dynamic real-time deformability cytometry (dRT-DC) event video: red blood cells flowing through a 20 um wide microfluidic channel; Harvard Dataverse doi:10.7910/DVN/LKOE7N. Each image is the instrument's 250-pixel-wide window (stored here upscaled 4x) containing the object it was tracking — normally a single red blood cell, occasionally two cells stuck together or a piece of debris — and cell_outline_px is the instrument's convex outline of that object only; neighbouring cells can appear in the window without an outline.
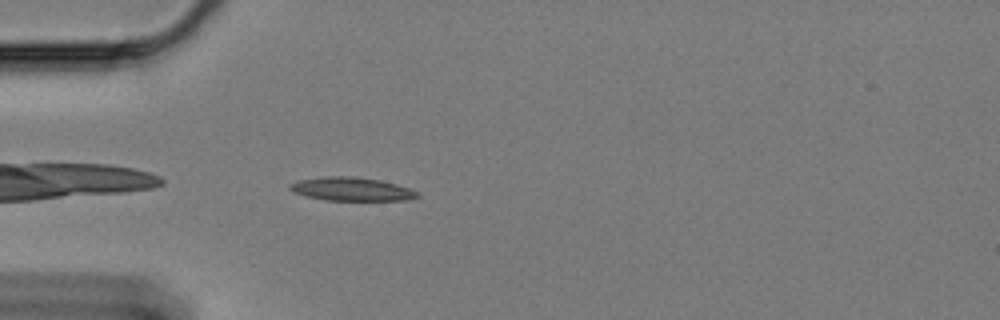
{"species": "Egyptian fruit bat (a non-hibernating species)", "species_latin": "Rousettus aegyptiacus", "temperature_condition": "cold", "stored_images_in_passage": 45, "camera_frame_rate_fps": 3000, "um_per_image_px": 0.085, "animal": {"sex": "female"}, "frame": {"image": 1, "passage_image": 2, "time_ms": 0.333, "image_size_px": [1000, 320], "cell_outline_px": [[420, 196], [408, 200], [324, 200], [292, 192], [288, 188], [288, 184], [300, 180], [324, 176], [352, 176], [380, 180], [396, 184], [420, 192]], "centroid_in_image_um": [29.88, 16.07], "position_along_channel_um": 55.1, "area_um2": 17.46}}
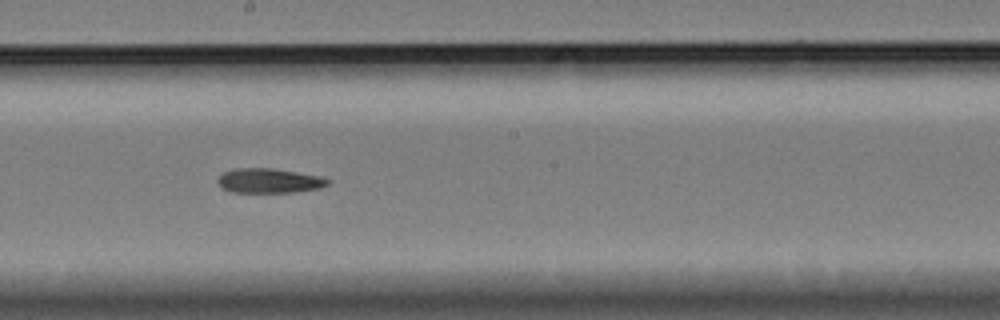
{"frame": {"image": 2, "passage_image": 18, "time_ms": 5.667, "image_size_px": [1000, 320], "cell_outline_px": [[328, 184], [320, 188], [296, 192], [232, 192], [224, 188], [216, 180], [224, 172], [236, 168], [272, 168], [320, 176], [328, 180]], "centroid_in_image_um": [22.87, 15.36], "position_along_channel_um": 225.3, "area_um2": 15.55}}
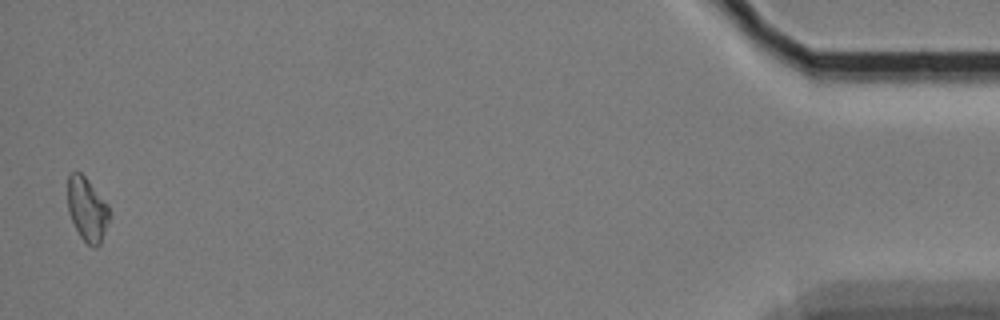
{"frame": {"image": 3, "passage_image": 44, "time_ms": 14.333, "image_size_px": [1000, 320], "cell_outline_px": [[108, 220], [100, 244], [96, 248], [92, 248], [80, 236], [68, 212], [68, 176], [72, 172], [80, 172], [88, 180], [108, 204]], "centroid_in_image_um": [7.39, 17.79], "position_along_channel_um": 427.8, "area_um2": 15.2}, "authors_computed_cell_mechanics": {"area_um2": 15.9528, "velocity_mm_per_s": 3.3187, "shape_relaxation_time_tau1_ms": null, "shape_relaxation_time_tau2_ms": 8.351, "deformation_change_tau1": null, "deformation_change_tau2": 0.173}}